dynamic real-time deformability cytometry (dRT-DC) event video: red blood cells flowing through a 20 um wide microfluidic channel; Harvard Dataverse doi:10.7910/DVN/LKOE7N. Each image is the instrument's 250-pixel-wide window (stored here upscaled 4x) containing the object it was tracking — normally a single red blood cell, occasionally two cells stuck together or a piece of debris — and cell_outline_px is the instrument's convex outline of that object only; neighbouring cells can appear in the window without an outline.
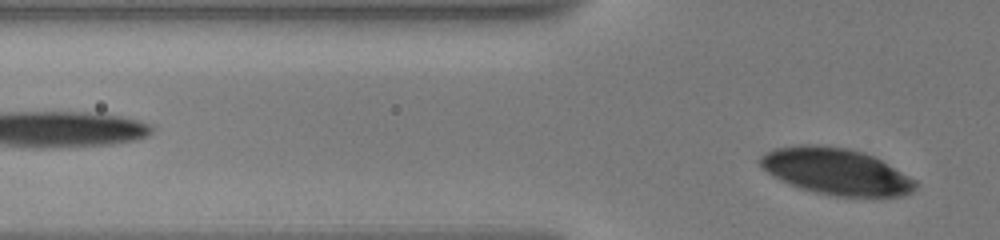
{"species": "human", "species_latin": "Homo sapiens", "temperature_condition": "warm", "stored_images_in_passage": 9, "segment_of_instrument_passage": [2, 2], "camera_frame_rate_fps": 3000, "um_per_image_px": 0.085, "donor": {"sex": "male"}, "frame": {"image": 1, "passage_image": 9, "time_ms": 7.333, "image_size_px": [1000, 240], "cell_outline_px": [[916, 188], [912, 192], [904, 196], [836, 196], [812, 192], [788, 184], [768, 172], [760, 164], [760, 156], [776, 148], [800, 144], [816, 144], [848, 148], [864, 152], [880, 160], [916, 180]], "centroid_in_image_um": [71.07, 14.57], "position_along_channel_um": 54.7, "area_um2": 41.79}}